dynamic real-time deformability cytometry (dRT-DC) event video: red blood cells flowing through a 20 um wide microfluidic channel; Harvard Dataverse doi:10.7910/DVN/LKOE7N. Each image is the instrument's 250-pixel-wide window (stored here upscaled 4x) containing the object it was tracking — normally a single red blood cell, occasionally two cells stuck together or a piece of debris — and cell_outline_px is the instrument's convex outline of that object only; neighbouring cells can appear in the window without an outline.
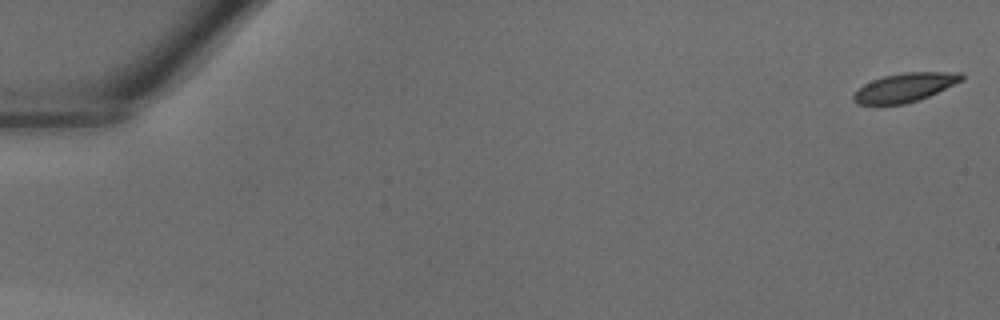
{"species": "common noctule bat (a hibernating species)", "species_latin": "Nyctalus noctula", "temperature_condition": "warm", "stored_images_in_passage": 40, "camera_frame_rate_fps": 3000, "um_per_image_px": 0.085, "animal": {"sex": "male", "body_mass_g": 18.8}, "frame": {"image": 1, "passage_image": 1, "time_ms": 0.0, "image_size_px": [1000, 320], "cell_outline_px": [[964, 80], [928, 96], [904, 104], [856, 104], [852, 100], [852, 96], [864, 84], [872, 80], [884, 76], [904, 72], [960, 72], [964, 76]], "centroid_in_image_um": [76.92, 7.42], "position_along_channel_um": 8.1, "area_um2": 17.98}}
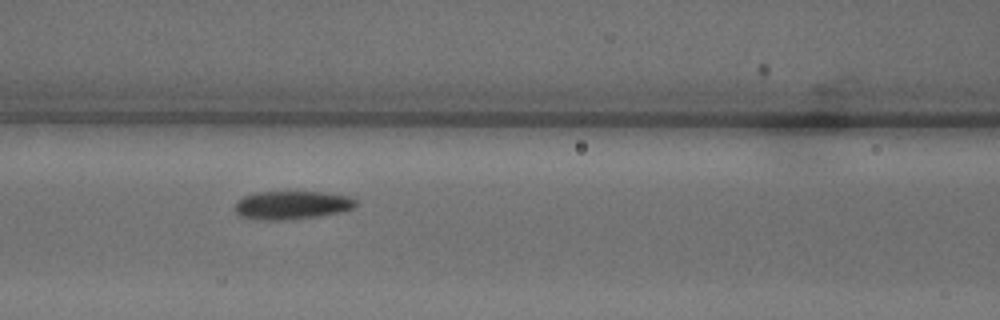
{"frame": {"image": 2, "passage_image": 19, "time_ms": 6.0, "image_size_px": [1000, 320], "cell_outline_px": [[356, 204], [352, 208], [340, 212], [320, 216], [284, 220], [260, 220], [240, 216], [236, 212], [236, 200], [244, 196], [256, 192], [324, 192], [348, 196], [356, 200]], "centroid_in_image_um": [24.79, 17.43], "position_along_channel_um": 141.8, "area_um2": 19.94}}
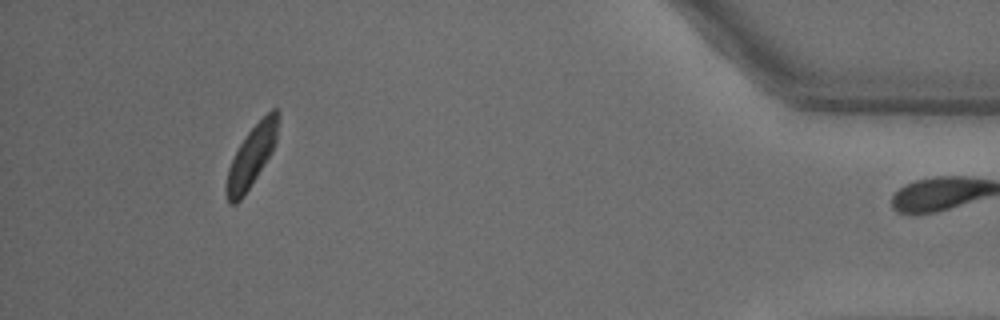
{"frame": {"image": 3, "passage_image": 39, "time_ms": 12.667, "image_size_px": [1000, 320], "cell_outline_px": [[280, 116], [276, 140], [272, 152], [244, 196], [236, 204], [228, 204], [224, 192], [224, 184], [228, 168], [240, 144], [248, 132], [272, 108], [276, 108], [280, 112]], "centroid_in_image_um": [21.37, 13.32], "position_along_channel_um": 413.8, "area_um2": 18.5}}